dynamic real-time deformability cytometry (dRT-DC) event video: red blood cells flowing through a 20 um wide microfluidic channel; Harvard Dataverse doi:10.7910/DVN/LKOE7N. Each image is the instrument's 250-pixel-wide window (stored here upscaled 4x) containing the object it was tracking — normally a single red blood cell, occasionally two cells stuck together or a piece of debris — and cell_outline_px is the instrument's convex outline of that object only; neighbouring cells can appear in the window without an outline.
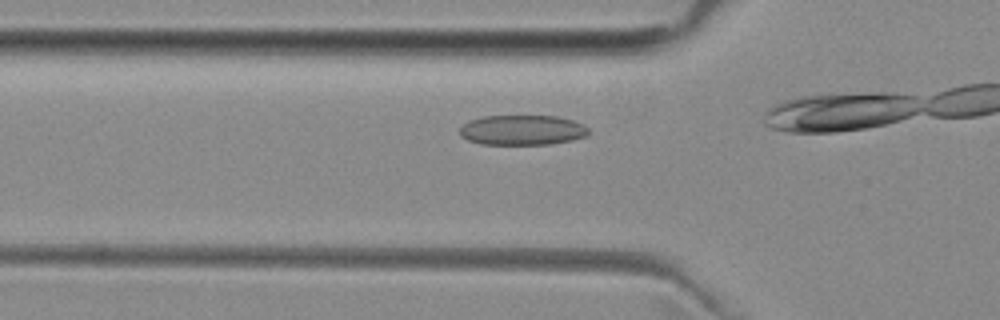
{"species": "common noctule bat (a hibernating species)", "species_latin": "Nyctalus noctula", "temperature_condition": "room temperature", "stored_images_in_passage": 8, "camera_frame_rate_fps": 3000, "um_per_image_px": 0.085, "animal": {"sex": "female", "body_mass_g": 29.2, "forearm_length_mm": 56.3}, "frame": {"image": 1, "passage_image": 4, "time_ms": 1.0, "image_size_px": [1000, 320], "cell_outline_px": [[588, 136], [572, 140], [548, 144], [480, 144], [468, 140], [460, 136], [460, 128], [468, 120], [484, 116], [556, 116], [572, 120], [588, 128]], "centroid_in_image_um": [44.36, 11.06], "position_along_channel_um": 81.4, "area_um2": 22.48}}
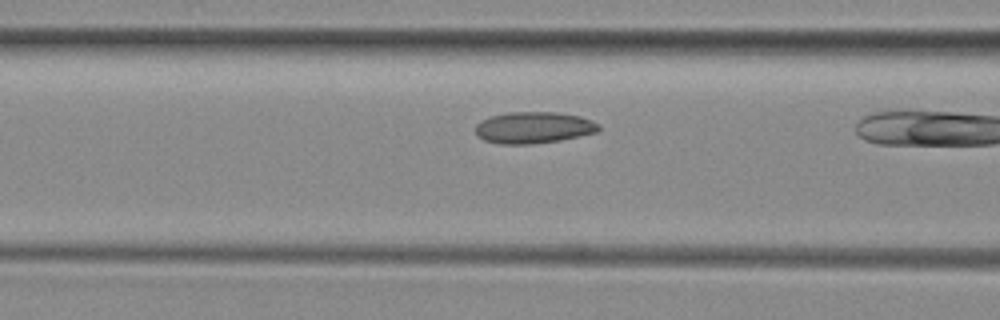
{"frame": {"image": 2, "passage_image": 7, "time_ms": 2.0, "image_size_px": [1000, 320], "cell_outline_px": [[600, 128], [596, 132], [580, 136], [560, 140], [532, 144], [500, 144], [484, 140], [476, 136], [476, 124], [492, 116], [508, 112], [556, 112], [580, 116], [592, 120], [600, 124]], "centroid_in_image_um": [45.37, 10.85], "position_along_channel_um": 121.2, "area_um2": 22.66}}